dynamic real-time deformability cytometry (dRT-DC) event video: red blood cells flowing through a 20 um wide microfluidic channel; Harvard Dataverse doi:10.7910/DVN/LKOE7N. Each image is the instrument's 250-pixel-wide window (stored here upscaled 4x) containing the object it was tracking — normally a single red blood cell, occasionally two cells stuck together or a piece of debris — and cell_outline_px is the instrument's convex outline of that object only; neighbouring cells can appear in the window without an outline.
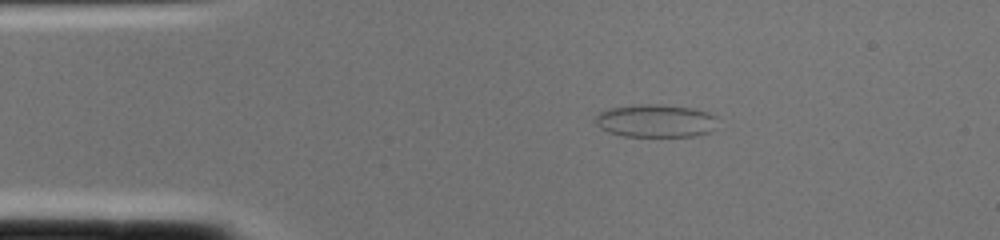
{"species": "common noctule bat (a hibernating species)", "species_latin": "Nyctalus noctula", "temperature_condition": "cold", "stored_images_in_passage": 1, "camera_frame_rate_fps": 3000, "um_per_image_px": 0.085, "animal": {"sex": "female", "body_mass_g": 22.0, "forearm_length_mm": 56.7}, "frame": {"image": 1, "passage_image": 1, "time_ms": 0.0, "image_size_px": [1000, 240], "cell_outline_px": [[716, 128], [708, 132], [696, 136], [624, 136], [608, 132], [600, 128], [596, 124], [596, 116], [600, 112], [612, 108], [640, 104], [660, 104], [692, 108], [708, 112], [716, 116]], "centroid_in_image_um": [55.76, 10.27], "position_along_channel_um": 29.2, "area_um2": 23.41}}